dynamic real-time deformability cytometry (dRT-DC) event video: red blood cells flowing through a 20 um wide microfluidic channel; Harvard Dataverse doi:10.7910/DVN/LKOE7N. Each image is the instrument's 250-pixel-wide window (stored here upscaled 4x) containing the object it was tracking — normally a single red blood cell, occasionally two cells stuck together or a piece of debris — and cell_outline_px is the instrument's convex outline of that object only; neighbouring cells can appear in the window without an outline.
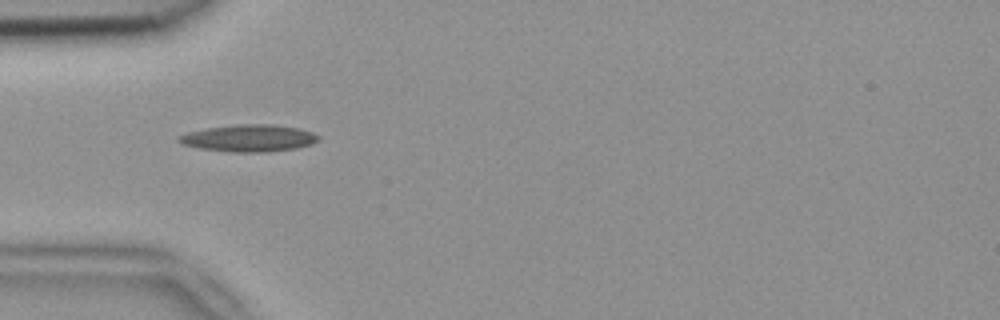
{"species": "common noctule bat (a hibernating species)", "species_latin": "Nyctalus noctula", "temperature_condition": "room temperature", "stored_images_in_passage": 3, "camera_frame_rate_fps": 3000, "um_per_image_px": 0.085, "animal": {"sex": "female", "body_mass_g": 18.4}, "frame": {"image": 1, "passage_image": 1, "time_ms": 0.0, "image_size_px": [1000, 320], "cell_outline_px": [[320, 140], [312, 144], [296, 148], [260, 152], [232, 152], [200, 148], [180, 144], [176, 140], [176, 136], [188, 132], [208, 128], [236, 124], [272, 124], [300, 128], [312, 132], [320, 136]], "centroid_in_image_um": [21.15, 11.73], "position_along_channel_um": 63.8, "area_um2": 22.08}}